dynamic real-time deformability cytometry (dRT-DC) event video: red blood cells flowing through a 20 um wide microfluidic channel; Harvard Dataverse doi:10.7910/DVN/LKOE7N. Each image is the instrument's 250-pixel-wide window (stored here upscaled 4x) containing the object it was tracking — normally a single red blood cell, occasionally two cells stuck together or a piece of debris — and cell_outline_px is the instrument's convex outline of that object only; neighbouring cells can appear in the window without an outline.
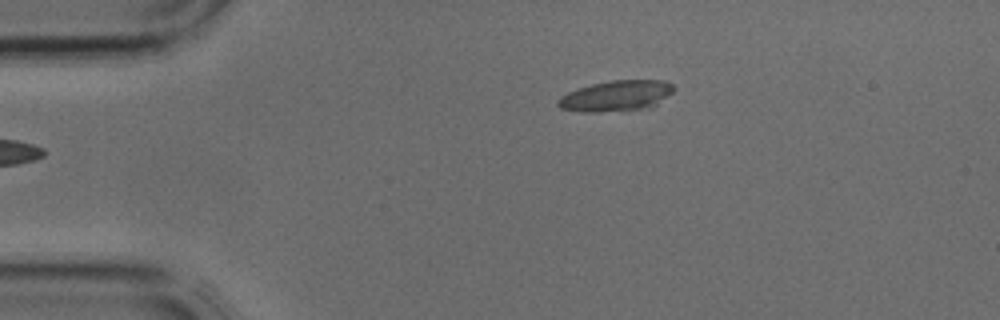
{"species": "common noctule bat (a hibernating species)", "species_latin": "Nyctalus noctula", "temperature_condition": "cold", "stored_images_in_passage": 3, "camera_frame_rate_fps": 3000, "um_per_image_px": 0.085, "animal": {"sex": "male", "body_mass_g": 17.9, "forearm_length_mm": 54.2}, "frame": {"image": 1, "passage_image": 3, "time_ms": 0.667, "image_size_px": [1000, 320], "cell_outline_px": [[676, 88], [672, 92], [652, 108], [600, 112], [580, 112], [560, 108], [556, 104], [556, 100], [560, 96], [568, 92], [592, 84], [612, 80], [664, 80], [672, 84]], "centroid_in_image_um": [52.38, 8.15], "position_along_channel_um": 32.6, "area_um2": 20.87}}